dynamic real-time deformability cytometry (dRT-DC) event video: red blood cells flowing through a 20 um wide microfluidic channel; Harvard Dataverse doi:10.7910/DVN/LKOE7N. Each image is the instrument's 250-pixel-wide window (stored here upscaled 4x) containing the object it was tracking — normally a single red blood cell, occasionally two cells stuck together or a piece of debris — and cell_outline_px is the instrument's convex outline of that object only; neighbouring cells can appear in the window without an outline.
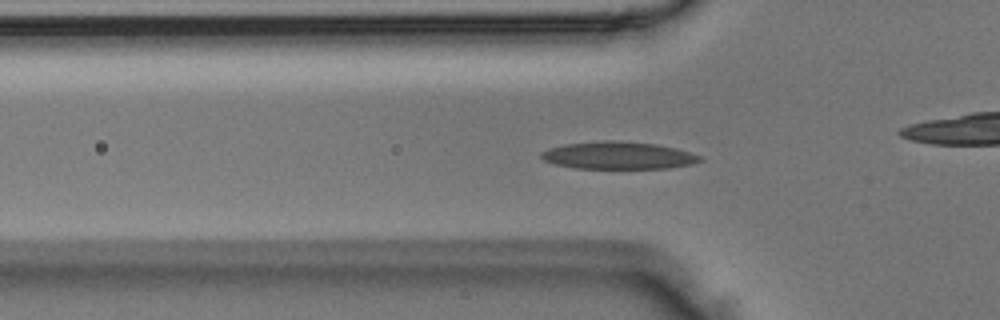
{"species": "Egyptian fruit bat (a non-hibernating species)", "species_latin": "Rousettus aegyptiacus", "temperature_condition": "room temperature", "stored_images_in_passage": 45, "camera_frame_rate_fps": 3000, "um_per_image_px": 0.085, "animal": {"sex": "male"}, "frame": {"image": 1, "passage_image": 10, "time_ms": 3.0, "image_size_px": [1000, 320], "cell_outline_px": [[704, 160], [692, 164], [668, 168], [572, 168], [556, 164], [544, 160], [540, 156], [540, 152], [548, 148], [564, 144], [604, 140], [612, 140], [656, 144], [676, 148], [700, 156]], "centroid_in_image_um": [52.53, 13.21], "position_along_channel_um": 73.3, "area_um2": 25.32}}
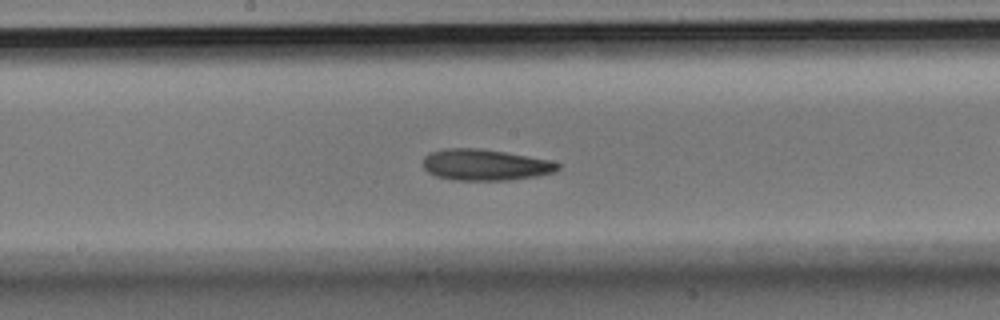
{"frame": {"image": 2, "passage_image": 20, "time_ms": 6.333, "image_size_px": [1000, 320], "cell_outline_px": [[560, 168], [552, 172], [536, 176], [512, 180], [456, 180], [436, 176], [428, 172], [424, 168], [424, 156], [432, 152], [444, 148], [480, 148], [552, 160], [560, 164]], "centroid_in_image_um": [41.25, 14.01], "position_along_channel_um": 207.0, "area_um2": 24.45}}
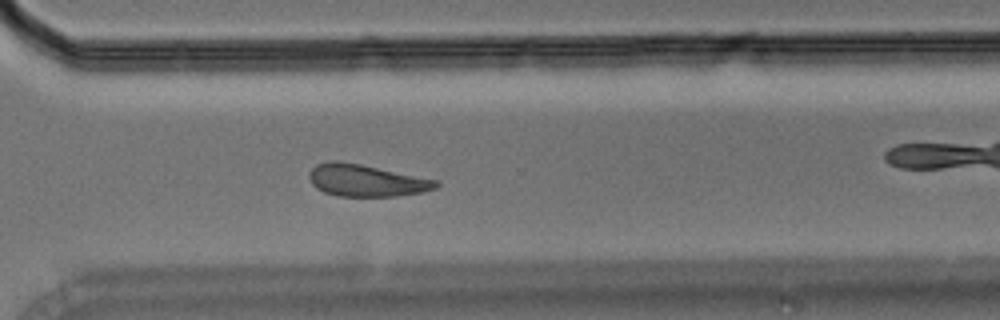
{"frame": {"image": 3, "passage_image": 30, "time_ms": 9.667, "image_size_px": [1000, 320], "cell_outline_px": [[440, 184], [436, 188], [424, 192], [396, 196], [336, 196], [324, 192], [316, 188], [312, 184], [308, 176], [312, 168], [316, 164], [332, 160], [336, 160], [360, 164], [436, 180]], "centroid_in_image_um": [31.09, 15.34], "position_along_channel_um": 339.5, "area_um2": 23.52}}